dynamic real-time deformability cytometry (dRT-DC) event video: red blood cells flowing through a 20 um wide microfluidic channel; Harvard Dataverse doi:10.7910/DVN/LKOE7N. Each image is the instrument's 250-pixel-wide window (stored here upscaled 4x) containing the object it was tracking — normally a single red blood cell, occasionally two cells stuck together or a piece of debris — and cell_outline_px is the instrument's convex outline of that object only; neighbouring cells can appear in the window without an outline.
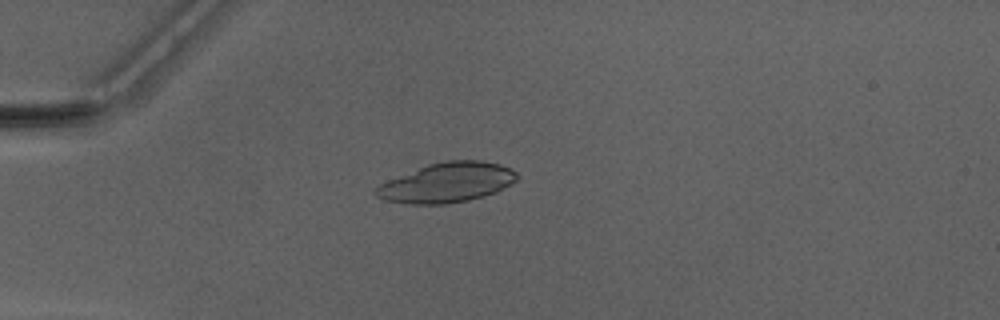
{"species": "Egyptian fruit bat (a non-hibernating species)", "species_latin": "Rousettus aegyptiacus", "temperature_condition": "warm", "stored_images_in_passage": 13, "camera_frame_rate_fps": 3000, "um_per_image_px": 0.085, "animal": {"sex": "male"}, "frame": {"image": 1, "passage_image": 1, "time_ms": 0.0, "image_size_px": [1000, 320], "cell_outline_px": [[520, 176], [516, 180], [496, 192], [468, 200], [444, 204], [408, 204], [384, 200], [376, 196], [372, 192], [380, 184], [388, 180], [428, 164], [444, 160], [480, 160], [500, 164], [516, 172]], "centroid_in_image_um": [37.97, 15.52], "position_along_channel_um": 47.0, "area_um2": 32.54}}
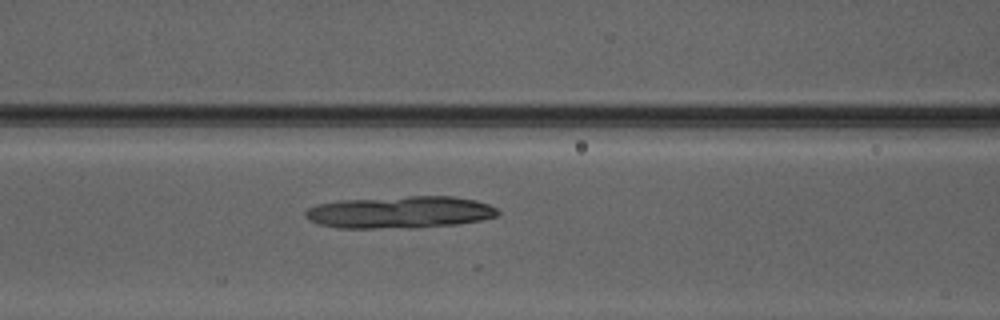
{"frame": {"image": 2, "passage_image": 9, "time_ms": 2.667, "image_size_px": [1000, 320], "cell_outline_px": [[500, 212], [496, 216], [480, 220], [456, 224], [412, 228], [340, 228], [320, 224], [308, 220], [304, 216], [304, 212], [308, 208], [320, 204], [340, 200], [408, 196], [452, 196], [476, 200], [488, 204], [496, 208]], "centroid_in_image_um": [33.99, 18.04], "position_along_channel_um": 132.6, "area_um2": 36.01}}